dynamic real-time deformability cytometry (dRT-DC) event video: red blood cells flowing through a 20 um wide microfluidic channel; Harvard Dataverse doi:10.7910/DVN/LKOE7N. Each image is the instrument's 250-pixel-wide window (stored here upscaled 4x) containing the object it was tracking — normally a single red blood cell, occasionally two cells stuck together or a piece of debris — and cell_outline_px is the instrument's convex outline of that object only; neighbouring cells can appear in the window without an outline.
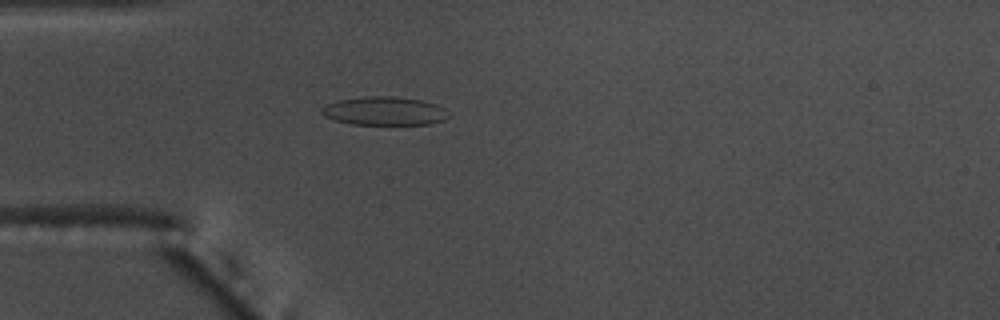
{"species": "common noctule bat (a hibernating species)", "species_latin": "Nyctalus noctula", "temperature_condition": "warm", "stored_images_in_passage": 22, "camera_frame_rate_fps": 3000, "um_per_image_px": 0.085, "animal": {"sex": "male", "body_mass_g": 17.5, "forearm_length_mm": 52.3}, "frame": {"image": 1, "passage_image": 2, "time_ms": 0.333, "image_size_px": [1000, 320], "cell_outline_px": [[448, 116], [444, 120], [428, 124], [352, 124], [336, 120], [324, 116], [320, 112], [320, 108], [328, 104], [340, 100], [368, 96], [392, 96], [420, 100], [436, 104], [444, 108], [448, 112]], "centroid_in_image_um": [32.67, 9.43], "position_along_channel_um": 52.3, "area_um2": 20.87}}
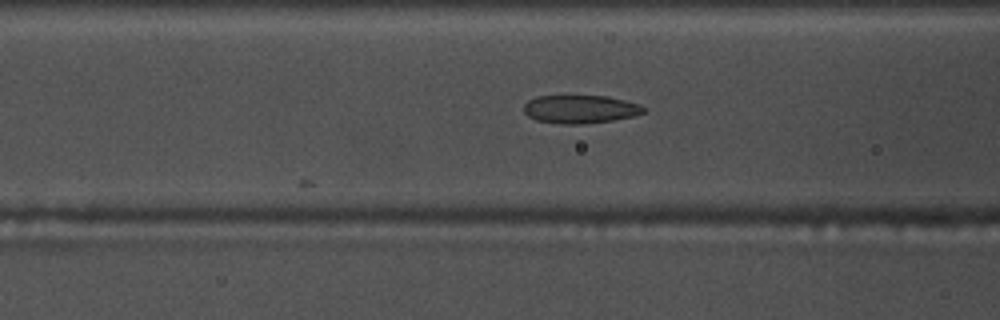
{"frame": {"image": 2, "passage_image": 8, "time_ms": 2.333, "image_size_px": [1000, 320], "cell_outline_px": [[648, 112], [636, 116], [612, 120], [584, 124], [560, 124], [536, 120], [528, 116], [524, 112], [524, 104], [528, 100], [536, 96], [608, 96], [640, 104], [648, 108]], "centroid_in_image_um": [49.37, 9.28], "position_along_channel_um": 117.2, "area_um2": 20.0}}